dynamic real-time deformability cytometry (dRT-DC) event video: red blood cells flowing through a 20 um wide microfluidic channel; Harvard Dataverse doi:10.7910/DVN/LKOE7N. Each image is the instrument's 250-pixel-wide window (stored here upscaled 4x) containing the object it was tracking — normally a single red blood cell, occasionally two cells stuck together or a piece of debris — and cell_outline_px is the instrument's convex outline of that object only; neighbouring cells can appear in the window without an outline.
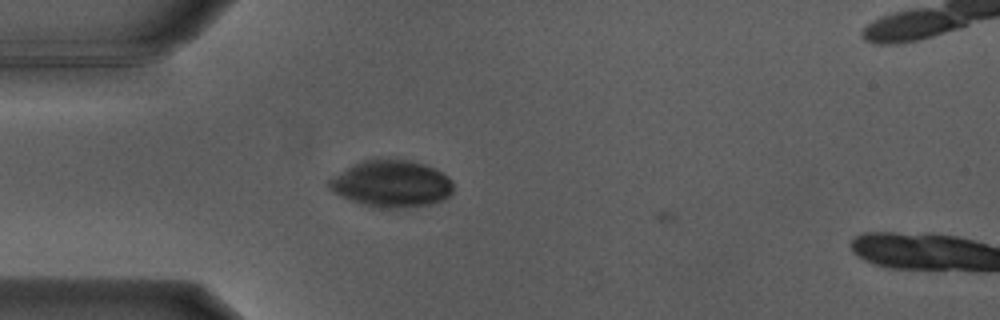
{"species": "Egyptian fruit bat (a non-hibernating species)", "species_latin": "Rousettus aegyptiacus", "temperature_condition": "warm", "stored_images_in_passage": 6, "camera_frame_rate_fps": 3000, "um_per_image_px": 0.085, "animal": {"sex": "male"}, "frame": {"image": 1, "passage_image": 4, "time_ms": 1.0, "image_size_px": [1000, 320], "cell_outline_px": [[452, 192], [448, 196], [440, 200], [428, 204], [400, 208], [372, 208], [360, 204], [332, 192], [328, 188], [328, 180], [348, 168], [364, 160], [408, 160], [424, 164], [448, 176], [452, 180]], "centroid_in_image_um": [33.26, 15.64], "position_along_channel_um": 51.7, "area_um2": 33.41}}